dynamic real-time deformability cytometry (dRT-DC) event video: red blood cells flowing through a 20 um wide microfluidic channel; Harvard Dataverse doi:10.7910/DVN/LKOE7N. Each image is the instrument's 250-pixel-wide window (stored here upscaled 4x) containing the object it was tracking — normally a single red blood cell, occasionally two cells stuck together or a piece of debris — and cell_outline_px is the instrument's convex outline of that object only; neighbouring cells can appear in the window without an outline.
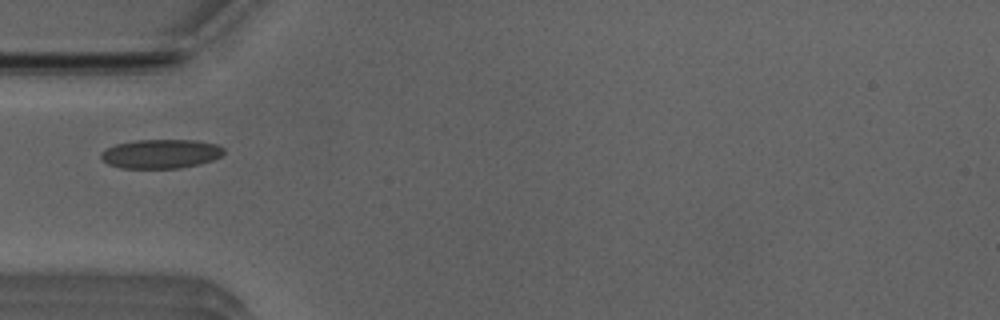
{"species": "Egyptian fruit bat (a non-hibernating species)", "species_latin": "Rousettus aegyptiacus", "temperature_condition": "room temperature", "stored_images_in_passage": 6, "camera_frame_rate_fps": 3000, "um_per_image_px": 0.085, "animal": {"sex": "male"}, "frame": {"image": 1, "passage_image": 1, "time_ms": 0.0, "image_size_px": [1000, 320], "cell_outline_px": [[224, 152], [220, 156], [212, 160], [200, 164], [180, 168], [120, 168], [108, 164], [100, 156], [100, 152], [116, 144], [136, 140], [196, 140], [216, 144], [224, 148]], "centroid_in_image_um": [13.67, 13.07], "position_along_channel_um": 71.3, "area_um2": 20.81}}